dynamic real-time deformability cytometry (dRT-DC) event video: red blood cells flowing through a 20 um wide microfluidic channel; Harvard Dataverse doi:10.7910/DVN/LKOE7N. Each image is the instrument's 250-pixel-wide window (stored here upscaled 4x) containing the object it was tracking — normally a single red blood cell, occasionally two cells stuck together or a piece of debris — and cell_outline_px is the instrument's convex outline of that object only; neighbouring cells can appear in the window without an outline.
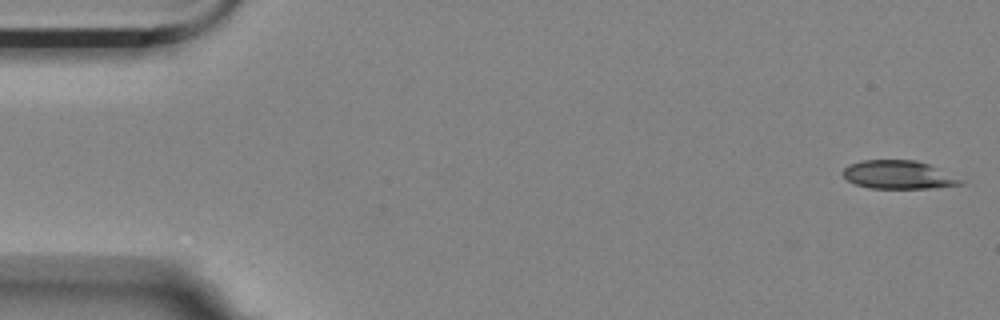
{"species": "Egyptian fruit bat (a non-hibernating species)", "species_latin": "Rousettus aegyptiacus", "temperature_condition": "room temperature", "stored_images_in_passage": 48, "camera_frame_rate_fps": 3000, "um_per_image_px": 0.085, "animal": {"sex": "female"}, "frame": {"image": 1, "passage_image": 1, "time_ms": 0.0, "image_size_px": [1000, 320], "cell_outline_px": [[964, 184], [928, 188], [868, 188], [856, 184], [848, 180], [844, 176], [844, 168], [848, 164], [860, 160], [916, 160], [928, 164], [964, 180]], "centroid_in_image_um": [76.35, 14.85], "position_along_channel_um": 8.6, "area_um2": 19.31}}
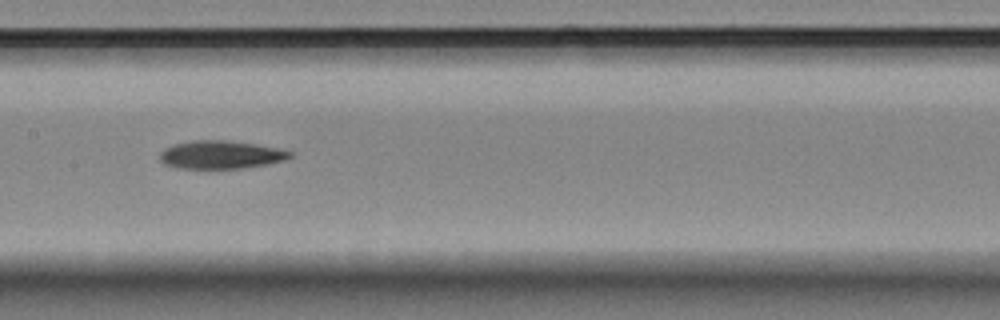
{"frame": {"image": 2, "passage_image": 27, "time_ms": 8.667, "image_size_px": [1000, 320], "cell_outline_px": [[296, 152], [292, 156], [284, 160], [244, 168], [176, 168], [164, 164], [160, 160], [160, 152], [164, 148], [176, 144], [192, 140], [224, 140], [256, 144]], "centroid_in_image_um": [18.76, 13.15], "position_along_channel_um": 188.6, "area_um2": 21.21}}
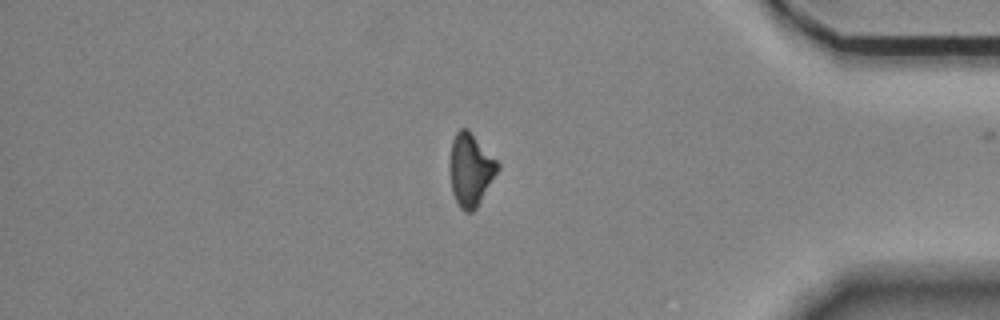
{"frame": {"image": 3, "passage_image": 47, "time_ms": 15.333, "image_size_px": [1000, 320], "cell_outline_px": [[500, 168], [476, 208], [472, 212], [464, 212], [460, 208], [452, 192], [448, 168], [452, 140], [456, 132], [460, 128], [468, 128], [500, 164]], "centroid_in_image_um": [39.98, 14.41], "position_along_channel_um": 395.2, "area_um2": 20.46}}